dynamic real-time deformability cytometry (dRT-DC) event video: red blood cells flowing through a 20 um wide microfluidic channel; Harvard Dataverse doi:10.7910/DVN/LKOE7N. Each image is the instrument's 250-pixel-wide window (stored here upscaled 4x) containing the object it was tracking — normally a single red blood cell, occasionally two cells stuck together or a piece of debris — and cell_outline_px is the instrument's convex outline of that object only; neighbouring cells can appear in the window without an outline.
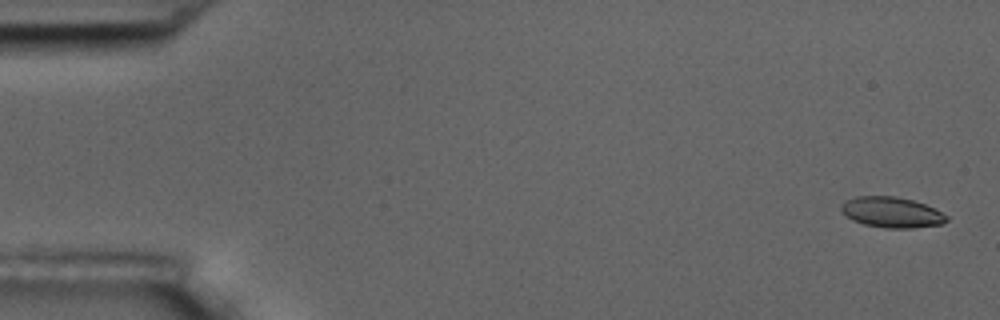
{"species": "common noctule bat (a hibernating species)", "species_latin": "Nyctalus noctula", "temperature_condition": "room temperature", "stored_images_in_passage": 5, "camera_frame_rate_fps": 3000, "um_per_image_px": 0.085, "animal": {"sex": "male", "body_mass_g": 17.5, "forearm_length_mm": 52.3}, "frame": {"image": 1, "passage_image": 1, "time_ms": 0.0, "image_size_px": [1000, 320], "cell_outline_px": [[948, 220], [940, 224], [912, 228], [888, 228], [864, 224], [852, 220], [840, 212], [840, 204], [844, 200], [856, 196], [896, 196], [912, 200], [924, 204], [948, 216]], "centroid_in_image_um": [75.72, 18.03], "position_along_channel_um": 9.3, "area_um2": 18.79}}
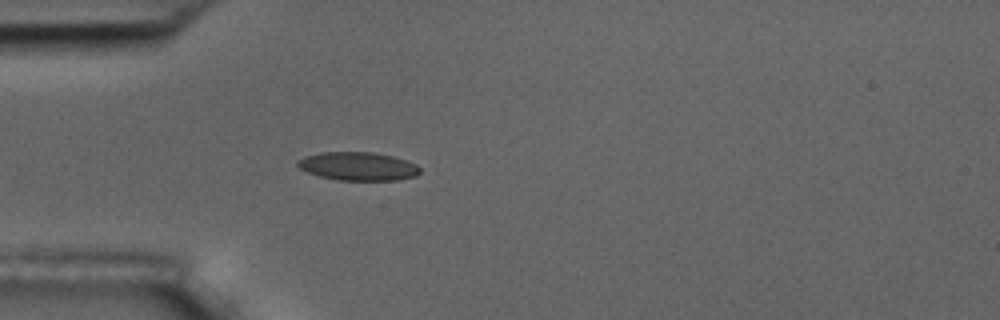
{"frame": {"image": 2, "passage_image": 5, "time_ms": 5.0, "image_size_px": [1000, 320], "cell_outline_px": [[420, 172], [416, 176], [396, 180], [336, 180], [320, 176], [308, 172], [300, 168], [296, 164], [296, 160], [304, 156], [320, 152], [372, 152], [392, 156], [416, 164], [420, 168]], "centroid_in_image_um": [30.4, 14.13], "position_along_channel_um": 54.6, "area_um2": 20.23}}